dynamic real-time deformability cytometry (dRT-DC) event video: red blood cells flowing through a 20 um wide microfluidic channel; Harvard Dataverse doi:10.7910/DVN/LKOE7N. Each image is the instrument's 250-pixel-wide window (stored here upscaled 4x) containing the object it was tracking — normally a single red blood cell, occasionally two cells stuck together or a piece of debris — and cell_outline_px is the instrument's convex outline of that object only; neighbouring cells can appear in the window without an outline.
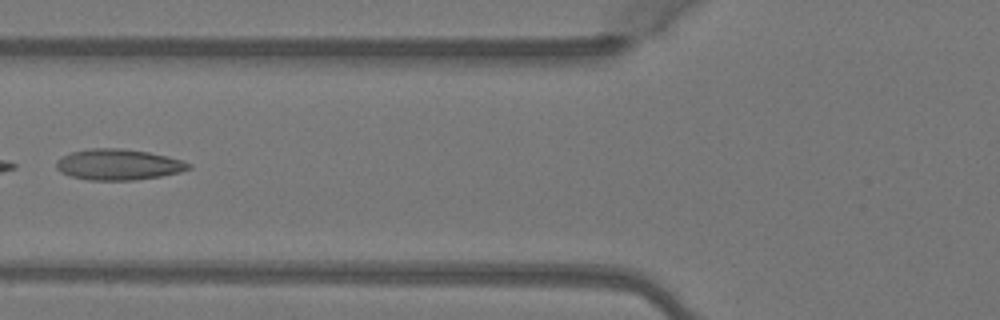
{"species": "Egyptian fruit bat (a non-hibernating species)", "species_latin": "Rousettus aegyptiacus", "temperature_condition": "warm", "stored_images_in_passage": 6, "camera_frame_rate_fps": 3000, "um_per_image_px": 0.085, "animal": {"sex": "female"}, "frame": {"image": 1, "passage_image": 5, "time_ms": 1.333, "image_size_px": [1000, 320], "cell_outline_px": [[192, 168], [180, 172], [160, 176], [132, 180], [88, 180], [72, 176], [60, 172], [56, 168], [56, 160], [72, 152], [92, 148], [120, 148], [148, 152], [168, 156], [192, 164]], "centroid_in_image_um": [10.07, 13.99], "position_along_channel_um": 115.7, "area_um2": 23.7}}
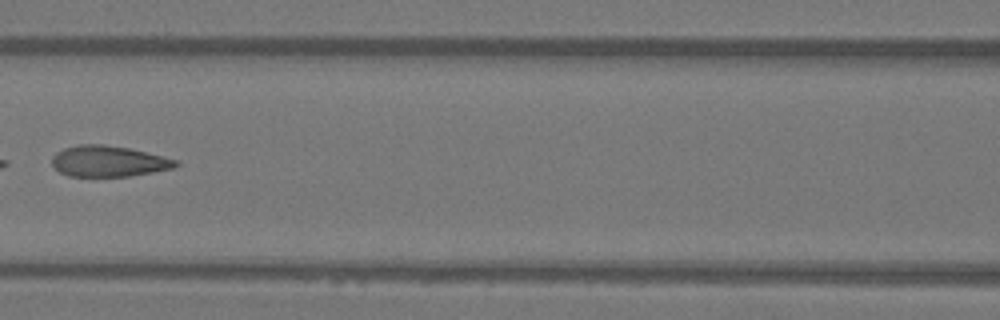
{"frame": {"image": 2, "passage_image": 6, "time_ms": 1.667, "image_size_px": [1000, 320], "cell_outline_px": [[180, 164], [172, 168], [152, 172], [128, 176], [68, 176], [60, 172], [52, 164], [52, 156], [56, 152], [64, 148], [76, 144], [104, 144], [128, 148], [180, 160]], "centroid_in_image_um": [9.22, 13.69], "position_along_channel_um": 157.4, "area_um2": 22.31}}